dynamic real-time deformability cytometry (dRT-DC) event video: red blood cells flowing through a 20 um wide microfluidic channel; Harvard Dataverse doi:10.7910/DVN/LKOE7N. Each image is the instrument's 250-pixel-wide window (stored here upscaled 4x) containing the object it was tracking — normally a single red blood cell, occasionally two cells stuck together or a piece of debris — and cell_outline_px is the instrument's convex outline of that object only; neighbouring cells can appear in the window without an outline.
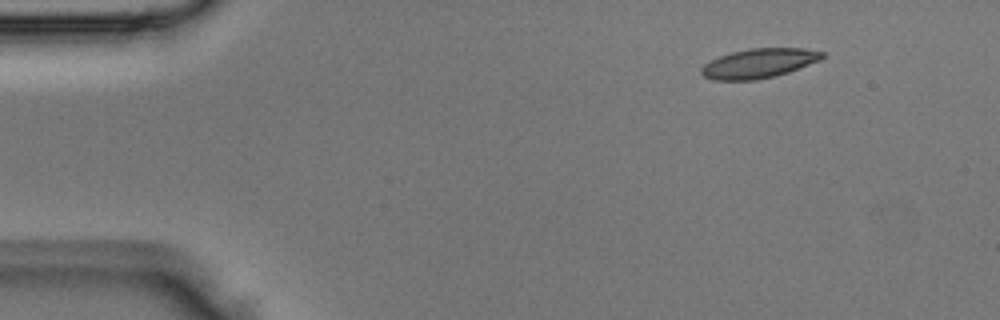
{"species": "Egyptian fruit bat (a non-hibernating species)", "species_latin": "Rousettus aegyptiacus", "temperature_condition": "room temperature", "stored_images_in_passage": 3, "camera_frame_rate_fps": 3000, "um_per_image_px": 0.085, "animal": {"sex": "male"}, "frame": {"image": 1, "passage_image": 1, "time_ms": 0.0, "image_size_px": [1000, 320], "cell_outline_px": [[824, 56], [820, 60], [788, 72], [776, 76], [756, 80], [712, 80], [704, 76], [700, 72], [700, 68], [704, 64], [720, 56], [732, 52], [748, 48], [804, 48], [824, 52]], "centroid_in_image_um": [64.5, 5.38], "position_along_channel_um": 20.5, "area_um2": 20.75}}
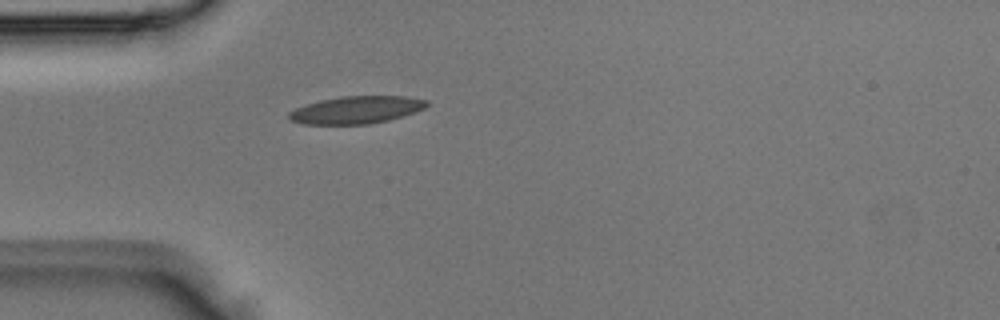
{"frame": {"image": 2, "passage_image": 3, "time_ms": 0.667, "image_size_px": [1000, 320], "cell_outline_px": [[428, 104], [424, 108], [388, 120], [368, 124], [304, 124], [292, 120], [288, 116], [288, 112], [296, 108], [320, 100], [344, 96], [404, 96], [428, 100]], "centroid_in_image_um": [30.28, 9.33], "position_along_channel_um": 54.7, "area_um2": 21.68}}